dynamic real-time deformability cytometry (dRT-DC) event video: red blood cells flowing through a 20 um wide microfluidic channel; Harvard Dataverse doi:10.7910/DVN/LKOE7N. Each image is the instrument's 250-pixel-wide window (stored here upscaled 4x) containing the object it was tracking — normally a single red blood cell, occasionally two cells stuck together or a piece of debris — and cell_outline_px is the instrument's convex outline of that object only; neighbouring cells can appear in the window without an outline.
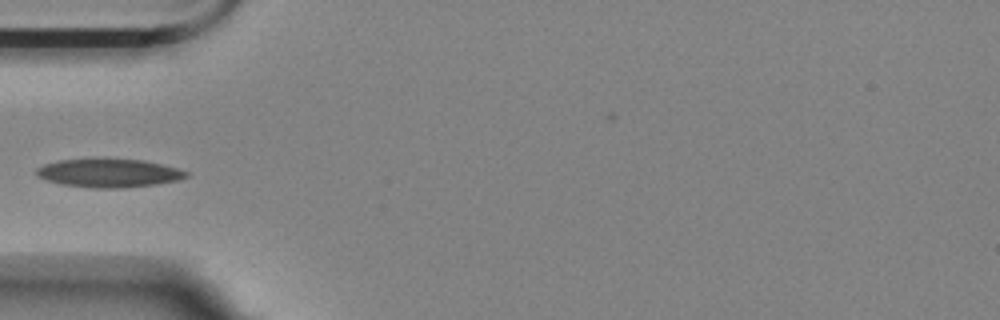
{"species": "Egyptian fruit bat (a non-hibernating species)", "species_latin": "Rousettus aegyptiacus", "temperature_condition": "room temperature", "stored_images_in_passage": 40, "camera_frame_rate_fps": 3000, "um_per_image_px": 0.085, "animal": {"sex": "female"}, "frame": {"image": 1, "passage_image": 1, "time_ms": 0.0, "image_size_px": [1000, 320], "cell_outline_px": [[188, 176], [180, 180], [156, 184], [124, 188], [92, 188], [60, 184], [44, 180], [36, 176], [36, 168], [44, 164], [60, 160], [144, 160], [176, 168], [188, 172]], "centroid_in_image_um": [9.23, 14.73], "position_along_channel_um": 75.8, "area_um2": 24.57}}
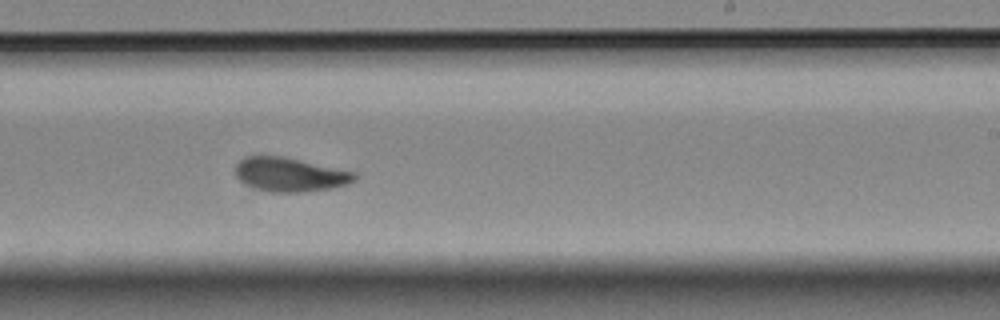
{"frame": {"image": 2, "passage_image": 17, "time_ms": 5.333, "image_size_px": [1000, 320], "cell_outline_px": [[356, 180], [348, 184], [332, 188], [304, 192], [268, 192], [252, 188], [244, 184], [236, 176], [236, 164], [244, 156], [284, 156], [356, 172]], "centroid_in_image_um": [24.64, 14.84], "position_along_channel_um": 264.4, "area_um2": 23.87}}
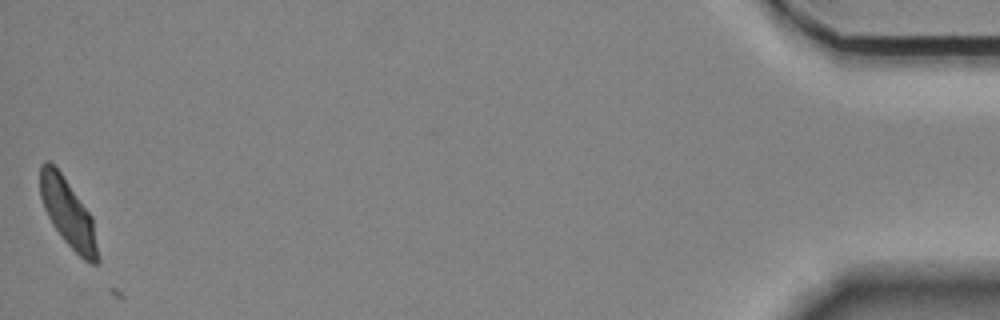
{"frame": {"image": 3, "passage_image": 39, "time_ms": 12.667, "image_size_px": [1000, 320], "cell_outline_px": [[100, 260], [96, 264], [92, 264], [84, 260], [64, 240], [52, 224], [44, 208], [40, 196], [40, 164], [44, 160], [48, 160], [60, 172], [92, 216]], "centroid_in_image_um": [5.78, 18.12], "position_along_channel_um": 429.4, "area_um2": 22.6}}